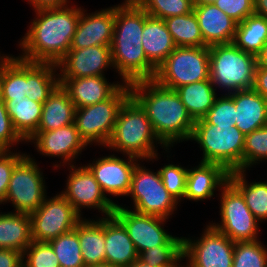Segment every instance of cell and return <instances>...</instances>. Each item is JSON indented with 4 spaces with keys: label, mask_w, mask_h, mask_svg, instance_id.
Returning <instances> with one entry per match:
<instances>
[{
    "label": "cell",
    "mask_w": 267,
    "mask_h": 267,
    "mask_svg": "<svg viewBox=\"0 0 267 267\" xmlns=\"http://www.w3.org/2000/svg\"><path fill=\"white\" fill-rule=\"evenodd\" d=\"M196 240L183 237V259L188 267H232L234 244L210 224Z\"/></svg>",
    "instance_id": "cell-13"
},
{
    "label": "cell",
    "mask_w": 267,
    "mask_h": 267,
    "mask_svg": "<svg viewBox=\"0 0 267 267\" xmlns=\"http://www.w3.org/2000/svg\"><path fill=\"white\" fill-rule=\"evenodd\" d=\"M138 259L153 267H177L183 261V237L138 254Z\"/></svg>",
    "instance_id": "cell-36"
},
{
    "label": "cell",
    "mask_w": 267,
    "mask_h": 267,
    "mask_svg": "<svg viewBox=\"0 0 267 267\" xmlns=\"http://www.w3.org/2000/svg\"><path fill=\"white\" fill-rule=\"evenodd\" d=\"M32 242L31 218L27 213H0V249L23 253Z\"/></svg>",
    "instance_id": "cell-28"
},
{
    "label": "cell",
    "mask_w": 267,
    "mask_h": 267,
    "mask_svg": "<svg viewBox=\"0 0 267 267\" xmlns=\"http://www.w3.org/2000/svg\"><path fill=\"white\" fill-rule=\"evenodd\" d=\"M141 42L148 61L156 69L176 48L164 20L152 17L146 12Z\"/></svg>",
    "instance_id": "cell-25"
},
{
    "label": "cell",
    "mask_w": 267,
    "mask_h": 267,
    "mask_svg": "<svg viewBox=\"0 0 267 267\" xmlns=\"http://www.w3.org/2000/svg\"><path fill=\"white\" fill-rule=\"evenodd\" d=\"M150 16L165 19L193 11V0H135Z\"/></svg>",
    "instance_id": "cell-38"
},
{
    "label": "cell",
    "mask_w": 267,
    "mask_h": 267,
    "mask_svg": "<svg viewBox=\"0 0 267 267\" xmlns=\"http://www.w3.org/2000/svg\"><path fill=\"white\" fill-rule=\"evenodd\" d=\"M0 267H22V253L13 249H0Z\"/></svg>",
    "instance_id": "cell-47"
},
{
    "label": "cell",
    "mask_w": 267,
    "mask_h": 267,
    "mask_svg": "<svg viewBox=\"0 0 267 267\" xmlns=\"http://www.w3.org/2000/svg\"><path fill=\"white\" fill-rule=\"evenodd\" d=\"M125 83H109L106 76L59 78L75 108L87 107L109 99Z\"/></svg>",
    "instance_id": "cell-20"
},
{
    "label": "cell",
    "mask_w": 267,
    "mask_h": 267,
    "mask_svg": "<svg viewBox=\"0 0 267 267\" xmlns=\"http://www.w3.org/2000/svg\"><path fill=\"white\" fill-rule=\"evenodd\" d=\"M164 22L170 32L176 47H204L203 36L198 19L191 13L165 18Z\"/></svg>",
    "instance_id": "cell-35"
},
{
    "label": "cell",
    "mask_w": 267,
    "mask_h": 267,
    "mask_svg": "<svg viewBox=\"0 0 267 267\" xmlns=\"http://www.w3.org/2000/svg\"><path fill=\"white\" fill-rule=\"evenodd\" d=\"M188 113L196 121L203 118L218 96L210 80L186 84L175 89Z\"/></svg>",
    "instance_id": "cell-31"
},
{
    "label": "cell",
    "mask_w": 267,
    "mask_h": 267,
    "mask_svg": "<svg viewBox=\"0 0 267 267\" xmlns=\"http://www.w3.org/2000/svg\"><path fill=\"white\" fill-rule=\"evenodd\" d=\"M57 71L54 63L27 62L26 98L43 104L59 85Z\"/></svg>",
    "instance_id": "cell-30"
},
{
    "label": "cell",
    "mask_w": 267,
    "mask_h": 267,
    "mask_svg": "<svg viewBox=\"0 0 267 267\" xmlns=\"http://www.w3.org/2000/svg\"><path fill=\"white\" fill-rule=\"evenodd\" d=\"M212 125L234 126L236 123V106L234 99L227 93L216 97L213 106L203 117Z\"/></svg>",
    "instance_id": "cell-42"
},
{
    "label": "cell",
    "mask_w": 267,
    "mask_h": 267,
    "mask_svg": "<svg viewBox=\"0 0 267 267\" xmlns=\"http://www.w3.org/2000/svg\"><path fill=\"white\" fill-rule=\"evenodd\" d=\"M209 46L176 47L157 68L154 81L167 89L209 79Z\"/></svg>",
    "instance_id": "cell-8"
},
{
    "label": "cell",
    "mask_w": 267,
    "mask_h": 267,
    "mask_svg": "<svg viewBox=\"0 0 267 267\" xmlns=\"http://www.w3.org/2000/svg\"><path fill=\"white\" fill-rule=\"evenodd\" d=\"M254 0H218L214 4L237 23L254 14Z\"/></svg>",
    "instance_id": "cell-46"
},
{
    "label": "cell",
    "mask_w": 267,
    "mask_h": 267,
    "mask_svg": "<svg viewBox=\"0 0 267 267\" xmlns=\"http://www.w3.org/2000/svg\"><path fill=\"white\" fill-rule=\"evenodd\" d=\"M15 131L26 142L41 121L43 104L28 98L3 100Z\"/></svg>",
    "instance_id": "cell-29"
},
{
    "label": "cell",
    "mask_w": 267,
    "mask_h": 267,
    "mask_svg": "<svg viewBox=\"0 0 267 267\" xmlns=\"http://www.w3.org/2000/svg\"><path fill=\"white\" fill-rule=\"evenodd\" d=\"M88 267H114V266L107 264V263H103V264H97V265H92V266H88Z\"/></svg>",
    "instance_id": "cell-55"
},
{
    "label": "cell",
    "mask_w": 267,
    "mask_h": 267,
    "mask_svg": "<svg viewBox=\"0 0 267 267\" xmlns=\"http://www.w3.org/2000/svg\"><path fill=\"white\" fill-rule=\"evenodd\" d=\"M126 267H153L143 261H140L138 258L133 262L131 263L130 265L126 266Z\"/></svg>",
    "instance_id": "cell-52"
},
{
    "label": "cell",
    "mask_w": 267,
    "mask_h": 267,
    "mask_svg": "<svg viewBox=\"0 0 267 267\" xmlns=\"http://www.w3.org/2000/svg\"><path fill=\"white\" fill-rule=\"evenodd\" d=\"M229 174L222 165L200 162L188 169L184 198L197 202L213 197L214 191L221 190L229 181Z\"/></svg>",
    "instance_id": "cell-22"
},
{
    "label": "cell",
    "mask_w": 267,
    "mask_h": 267,
    "mask_svg": "<svg viewBox=\"0 0 267 267\" xmlns=\"http://www.w3.org/2000/svg\"><path fill=\"white\" fill-rule=\"evenodd\" d=\"M127 196L133 200V210L147 215L169 219L178 201L164 187L160 172H152L138 163L133 171Z\"/></svg>",
    "instance_id": "cell-9"
},
{
    "label": "cell",
    "mask_w": 267,
    "mask_h": 267,
    "mask_svg": "<svg viewBox=\"0 0 267 267\" xmlns=\"http://www.w3.org/2000/svg\"><path fill=\"white\" fill-rule=\"evenodd\" d=\"M177 267H188L187 265H181V264H179Z\"/></svg>",
    "instance_id": "cell-56"
},
{
    "label": "cell",
    "mask_w": 267,
    "mask_h": 267,
    "mask_svg": "<svg viewBox=\"0 0 267 267\" xmlns=\"http://www.w3.org/2000/svg\"><path fill=\"white\" fill-rule=\"evenodd\" d=\"M267 42V18L252 14L238 23L233 43L254 56H257Z\"/></svg>",
    "instance_id": "cell-32"
},
{
    "label": "cell",
    "mask_w": 267,
    "mask_h": 267,
    "mask_svg": "<svg viewBox=\"0 0 267 267\" xmlns=\"http://www.w3.org/2000/svg\"><path fill=\"white\" fill-rule=\"evenodd\" d=\"M35 9L65 7L70 3L69 0H27Z\"/></svg>",
    "instance_id": "cell-49"
},
{
    "label": "cell",
    "mask_w": 267,
    "mask_h": 267,
    "mask_svg": "<svg viewBox=\"0 0 267 267\" xmlns=\"http://www.w3.org/2000/svg\"><path fill=\"white\" fill-rule=\"evenodd\" d=\"M256 67V56L234 43L209 46V79L216 90L224 89L229 94L253 89Z\"/></svg>",
    "instance_id": "cell-5"
},
{
    "label": "cell",
    "mask_w": 267,
    "mask_h": 267,
    "mask_svg": "<svg viewBox=\"0 0 267 267\" xmlns=\"http://www.w3.org/2000/svg\"><path fill=\"white\" fill-rule=\"evenodd\" d=\"M138 258L124 226L112 215L105 217V263L126 267Z\"/></svg>",
    "instance_id": "cell-24"
},
{
    "label": "cell",
    "mask_w": 267,
    "mask_h": 267,
    "mask_svg": "<svg viewBox=\"0 0 267 267\" xmlns=\"http://www.w3.org/2000/svg\"><path fill=\"white\" fill-rule=\"evenodd\" d=\"M203 41L207 46L233 43L238 23L215 4L194 5Z\"/></svg>",
    "instance_id": "cell-21"
},
{
    "label": "cell",
    "mask_w": 267,
    "mask_h": 267,
    "mask_svg": "<svg viewBox=\"0 0 267 267\" xmlns=\"http://www.w3.org/2000/svg\"><path fill=\"white\" fill-rule=\"evenodd\" d=\"M253 89L267 99V68L256 67Z\"/></svg>",
    "instance_id": "cell-48"
},
{
    "label": "cell",
    "mask_w": 267,
    "mask_h": 267,
    "mask_svg": "<svg viewBox=\"0 0 267 267\" xmlns=\"http://www.w3.org/2000/svg\"><path fill=\"white\" fill-rule=\"evenodd\" d=\"M12 58V55H4V54H2V56H1V54H0V72H1V69H2V67L10 60Z\"/></svg>",
    "instance_id": "cell-53"
},
{
    "label": "cell",
    "mask_w": 267,
    "mask_h": 267,
    "mask_svg": "<svg viewBox=\"0 0 267 267\" xmlns=\"http://www.w3.org/2000/svg\"><path fill=\"white\" fill-rule=\"evenodd\" d=\"M24 142L13 128L11 118L7 113L6 105L0 97V150H11L18 142Z\"/></svg>",
    "instance_id": "cell-45"
},
{
    "label": "cell",
    "mask_w": 267,
    "mask_h": 267,
    "mask_svg": "<svg viewBox=\"0 0 267 267\" xmlns=\"http://www.w3.org/2000/svg\"><path fill=\"white\" fill-rule=\"evenodd\" d=\"M126 229L137 253L169 244L176 236L164 230L166 218L141 214L117 204L112 214Z\"/></svg>",
    "instance_id": "cell-15"
},
{
    "label": "cell",
    "mask_w": 267,
    "mask_h": 267,
    "mask_svg": "<svg viewBox=\"0 0 267 267\" xmlns=\"http://www.w3.org/2000/svg\"><path fill=\"white\" fill-rule=\"evenodd\" d=\"M218 0H193L194 5L214 4Z\"/></svg>",
    "instance_id": "cell-54"
},
{
    "label": "cell",
    "mask_w": 267,
    "mask_h": 267,
    "mask_svg": "<svg viewBox=\"0 0 267 267\" xmlns=\"http://www.w3.org/2000/svg\"><path fill=\"white\" fill-rule=\"evenodd\" d=\"M267 263V248L260 239L235 242L232 267H264Z\"/></svg>",
    "instance_id": "cell-39"
},
{
    "label": "cell",
    "mask_w": 267,
    "mask_h": 267,
    "mask_svg": "<svg viewBox=\"0 0 267 267\" xmlns=\"http://www.w3.org/2000/svg\"><path fill=\"white\" fill-rule=\"evenodd\" d=\"M43 172L37 162L26 154L13 168L4 203L11 202L14 211L31 214L47 196Z\"/></svg>",
    "instance_id": "cell-11"
},
{
    "label": "cell",
    "mask_w": 267,
    "mask_h": 267,
    "mask_svg": "<svg viewBox=\"0 0 267 267\" xmlns=\"http://www.w3.org/2000/svg\"><path fill=\"white\" fill-rule=\"evenodd\" d=\"M27 93V61L12 58L0 72V97L2 100L23 99Z\"/></svg>",
    "instance_id": "cell-34"
},
{
    "label": "cell",
    "mask_w": 267,
    "mask_h": 267,
    "mask_svg": "<svg viewBox=\"0 0 267 267\" xmlns=\"http://www.w3.org/2000/svg\"><path fill=\"white\" fill-rule=\"evenodd\" d=\"M81 11L75 5L35 9L37 18L20 40L23 53L17 57L27 62L58 63L70 50Z\"/></svg>",
    "instance_id": "cell-1"
},
{
    "label": "cell",
    "mask_w": 267,
    "mask_h": 267,
    "mask_svg": "<svg viewBox=\"0 0 267 267\" xmlns=\"http://www.w3.org/2000/svg\"><path fill=\"white\" fill-rule=\"evenodd\" d=\"M75 105L69 93L58 85L43 103L42 116L36 132L51 131L74 123Z\"/></svg>",
    "instance_id": "cell-27"
},
{
    "label": "cell",
    "mask_w": 267,
    "mask_h": 267,
    "mask_svg": "<svg viewBox=\"0 0 267 267\" xmlns=\"http://www.w3.org/2000/svg\"><path fill=\"white\" fill-rule=\"evenodd\" d=\"M245 173L246 171L231 172L229 181L242 193L246 205L255 218L264 222L267 220V182L248 183Z\"/></svg>",
    "instance_id": "cell-33"
},
{
    "label": "cell",
    "mask_w": 267,
    "mask_h": 267,
    "mask_svg": "<svg viewBox=\"0 0 267 267\" xmlns=\"http://www.w3.org/2000/svg\"><path fill=\"white\" fill-rule=\"evenodd\" d=\"M48 243L51 245L60 267H85L76 227Z\"/></svg>",
    "instance_id": "cell-37"
},
{
    "label": "cell",
    "mask_w": 267,
    "mask_h": 267,
    "mask_svg": "<svg viewBox=\"0 0 267 267\" xmlns=\"http://www.w3.org/2000/svg\"><path fill=\"white\" fill-rule=\"evenodd\" d=\"M100 11H81L70 49L111 46L115 26V5Z\"/></svg>",
    "instance_id": "cell-19"
},
{
    "label": "cell",
    "mask_w": 267,
    "mask_h": 267,
    "mask_svg": "<svg viewBox=\"0 0 267 267\" xmlns=\"http://www.w3.org/2000/svg\"><path fill=\"white\" fill-rule=\"evenodd\" d=\"M22 267H60L48 242L33 241L22 253Z\"/></svg>",
    "instance_id": "cell-41"
},
{
    "label": "cell",
    "mask_w": 267,
    "mask_h": 267,
    "mask_svg": "<svg viewBox=\"0 0 267 267\" xmlns=\"http://www.w3.org/2000/svg\"><path fill=\"white\" fill-rule=\"evenodd\" d=\"M257 66L267 68V42L263 46L260 53L256 56Z\"/></svg>",
    "instance_id": "cell-51"
},
{
    "label": "cell",
    "mask_w": 267,
    "mask_h": 267,
    "mask_svg": "<svg viewBox=\"0 0 267 267\" xmlns=\"http://www.w3.org/2000/svg\"><path fill=\"white\" fill-rule=\"evenodd\" d=\"M254 14L267 18V0H254Z\"/></svg>",
    "instance_id": "cell-50"
},
{
    "label": "cell",
    "mask_w": 267,
    "mask_h": 267,
    "mask_svg": "<svg viewBox=\"0 0 267 267\" xmlns=\"http://www.w3.org/2000/svg\"><path fill=\"white\" fill-rule=\"evenodd\" d=\"M77 234L85 267L105 263V218H82Z\"/></svg>",
    "instance_id": "cell-26"
},
{
    "label": "cell",
    "mask_w": 267,
    "mask_h": 267,
    "mask_svg": "<svg viewBox=\"0 0 267 267\" xmlns=\"http://www.w3.org/2000/svg\"><path fill=\"white\" fill-rule=\"evenodd\" d=\"M25 153L11 150L0 151V202L4 204L9 181L15 165L25 156Z\"/></svg>",
    "instance_id": "cell-44"
},
{
    "label": "cell",
    "mask_w": 267,
    "mask_h": 267,
    "mask_svg": "<svg viewBox=\"0 0 267 267\" xmlns=\"http://www.w3.org/2000/svg\"><path fill=\"white\" fill-rule=\"evenodd\" d=\"M129 97L130 87L125 83L109 99L76 108L74 123L86 145L94 143L106 147L112 136L119 109Z\"/></svg>",
    "instance_id": "cell-7"
},
{
    "label": "cell",
    "mask_w": 267,
    "mask_h": 267,
    "mask_svg": "<svg viewBox=\"0 0 267 267\" xmlns=\"http://www.w3.org/2000/svg\"><path fill=\"white\" fill-rule=\"evenodd\" d=\"M69 167L71 173L61 194L76 212L82 216L83 208H96L104 217L112 216L117 204L103 193L91 171L86 166L78 167L72 164Z\"/></svg>",
    "instance_id": "cell-14"
},
{
    "label": "cell",
    "mask_w": 267,
    "mask_h": 267,
    "mask_svg": "<svg viewBox=\"0 0 267 267\" xmlns=\"http://www.w3.org/2000/svg\"><path fill=\"white\" fill-rule=\"evenodd\" d=\"M56 66L59 78L105 76L107 68H114L111 46L70 49Z\"/></svg>",
    "instance_id": "cell-18"
},
{
    "label": "cell",
    "mask_w": 267,
    "mask_h": 267,
    "mask_svg": "<svg viewBox=\"0 0 267 267\" xmlns=\"http://www.w3.org/2000/svg\"><path fill=\"white\" fill-rule=\"evenodd\" d=\"M161 145L149 118L141 106L130 96L120 107L114 130L106 148L144 160H158L156 147ZM157 145V146H156ZM116 149V150H115Z\"/></svg>",
    "instance_id": "cell-4"
},
{
    "label": "cell",
    "mask_w": 267,
    "mask_h": 267,
    "mask_svg": "<svg viewBox=\"0 0 267 267\" xmlns=\"http://www.w3.org/2000/svg\"><path fill=\"white\" fill-rule=\"evenodd\" d=\"M236 106L235 126L248 134L267 125V99L254 89L229 93Z\"/></svg>",
    "instance_id": "cell-23"
},
{
    "label": "cell",
    "mask_w": 267,
    "mask_h": 267,
    "mask_svg": "<svg viewBox=\"0 0 267 267\" xmlns=\"http://www.w3.org/2000/svg\"><path fill=\"white\" fill-rule=\"evenodd\" d=\"M125 156L128 160L113 154L100 157L85 165L105 195L107 193L114 197L128 195L133 171L141 159L131 155Z\"/></svg>",
    "instance_id": "cell-16"
},
{
    "label": "cell",
    "mask_w": 267,
    "mask_h": 267,
    "mask_svg": "<svg viewBox=\"0 0 267 267\" xmlns=\"http://www.w3.org/2000/svg\"><path fill=\"white\" fill-rule=\"evenodd\" d=\"M26 142H33L37 152L44 156L63 159V165L54 164L53 167L72 165L74 160L87 147L82 140L75 123L51 131L35 132Z\"/></svg>",
    "instance_id": "cell-17"
},
{
    "label": "cell",
    "mask_w": 267,
    "mask_h": 267,
    "mask_svg": "<svg viewBox=\"0 0 267 267\" xmlns=\"http://www.w3.org/2000/svg\"><path fill=\"white\" fill-rule=\"evenodd\" d=\"M130 96L147 114L155 135L168 149L177 142L191 139L195 120L175 90L164 88L154 80L129 84Z\"/></svg>",
    "instance_id": "cell-2"
},
{
    "label": "cell",
    "mask_w": 267,
    "mask_h": 267,
    "mask_svg": "<svg viewBox=\"0 0 267 267\" xmlns=\"http://www.w3.org/2000/svg\"><path fill=\"white\" fill-rule=\"evenodd\" d=\"M267 159V125L245 135L243 171Z\"/></svg>",
    "instance_id": "cell-40"
},
{
    "label": "cell",
    "mask_w": 267,
    "mask_h": 267,
    "mask_svg": "<svg viewBox=\"0 0 267 267\" xmlns=\"http://www.w3.org/2000/svg\"><path fill=\"white\" fill-rule=\"evenodd\" d=\"M190 140L203 151L200 162L222 165L229 173L243 171L245 134L235 125L216 126L201 118L195 121Z\"/></svg>",
    "instance_id": "cell-6"
},
{
    "label": "cell",
    "mask_w": 267,
    "mask_h": 267,
    "mask_svg": "<svg viewBox=\"0 0 267 267\" xmlns=\"http://www.w3.org/2000/svg\"><path fill=\"white\" fill-rule=\"evenodd\" d=\"M32 240L48 242L73 230L82 217L60 193L45 197L44 202L30 214Z\"/></svg>",
    "instance_id": "cell-12"
},
{
    "label": "cell",
    "mask_w": 267,
    "mask_h": 267,
    "mask_svg": "<svg viewBox=\"0 0 267 267\" xmlns=\"http://www.w3.org/2000/svg\"><path fill=\"white\" fill-rule=\"evenodd\" d=\"M220 198L221 222L210 225L233 242L258 240L259 221L249 210L242 193L230 181L221 188Z\"/></svg>",
    "instance_id": "cell-10"
},
{
    "label": "cell",
    "mask_w": 267,
    "mask_h": 267,
    "mask_svg": "<svg viewBox=\"0 0 267 267\" xmlns=\"http://www.w3.org/2000/svg\"><path fill=\"white\" fill-rule=\"evenodd\" d=\"M166 190L180 203L186 193L188 169L176 164H167L159 169Z\"/></svg>",
    "instance_id": "cell-43"
},
{
    "label": "cell",
    "mask_w": 267,
    "mask_h": 267,
    "mask_svg": "<svg viewBox=\"0 0 267 267\" xmlns=\"http://www.w3.org/2000/svg\"><path fill=\"white\" fill-rule=\"evenodd\" d=\"M145 11L135 1L115 5V26L111 43L114 69L123 83L153 80L157 69L142 47Z\"/></svg>",
    "instance_id": "cell-3"
}]
</instances>
